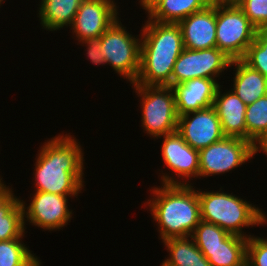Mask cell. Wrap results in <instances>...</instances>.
<instances>
[{
	"instance_id": "d4e9b609",
	"label": "cell",
	"mask_w": 267,
	"mask_h": 266,
	"mask_svg": "<svg viewBox=\"0 0 267 266\" xmlns=\"http://www.w3.org/2000/svg\"><path fill=\"white\" fill-rule=\"evenodd\" d=\"M242 60L267 77V29H257L255 40L248 47Z\"/></svg>"
},
{
	"instance_id": "83f0119b",
	"label": "cell",
	"mask_w": 267,
	"mask_h": 266,
	"mask_svg": "<svg viewBox=\"0 0 267 266\" xmlns=\"http://www.w3.org/2000/svg\"><path fill=\"white\" fill-rule=\"evenodd\" d=\"M246 266H267V239L250 236L247 241Z\"/></svg>"
},
{
	"instance_id": "52a82bcc",
	"label": "cell",
	"mask_w": 267,
	"mask_h": 266,
	"mask_svg": "<svg viewBox=\"0 0 267 266\" xmlns=\"http://www.w3.org/2000/svg\"><path fill=\"white\" fill-rule=\"evenodd\" d=\"M257 28L238 6L216 5V47L232 60L242 59Z\"/></svg>"
},
{
	"instance_id": "ffe728a7",
	"label": "cell",
	"mask_w": 267,
	"mask_h": 266,
	"mask_svg": "<svg viewBox=\"0 0 267 266\" xmlns=\"http://www.w3.org/2000/svg\"><path fill=\"white\" fill-rule=\"evenodd\" d=\"M83 0H41L39 18L42 29L57 31L73 24Z\"/></svg>"
},
{
	"instance_id": "8992f818",
	"label": "cell",
	"mask_w": 267,
	"mask_h": 266,
	"mask_svg": "<svg viewBox=\"0 0 267 266\" xmlns=\"http://www.w3.org/2000/svg\"><path fill=\"white\" fill-rule=\"evenodd\" d=\"M117 18L100 36L101 53L106 64L124 79L135 83L140 69L141 37L135 38Z\"/></svg>"
},
{
	"instance_id": "6da1fadb",
	"label": "cell",
	"mask_w": 267,
	"mask_h": 266,
	"mask_svg": "<svg viewBox=\"0 0 267 266\" xmlns=\"http://www.w3.org/2000/svg\"><path fill=\"white\" fill-rule=\"evenodd\" d=\"M76 137L60 134L43 143L35 163L34 191L78 195L84 183V154Z\"/></svg>"
},
{
	"instance_id": "cb8c5ba5",
	"label": "cell",
	"mask_w": 267,
	"mask_h": 266,
	"mask_svg": "<svg viewBox=\"0 0 267 266\" xmlns=\"http://www.w3.org/2000/svg\"><path fill=\"white\" fill-rule=\"evenodd\" d=\"M21 239L0 241V266H41L40 260Z\"/></svg>"
},
{
	"instance_id": "ba28073f",
	"label": "cell",
	"mask_w": 267,
	"mask_h": 266,
	"mask_svg": "<svg viewBox=\"0 0 267 266\" xmlns=\"http://www.w3.org/2000/svg\"><path fill=\"white\" fill-rule=\"evenodd\" d=\"M255 146L246 139L225 136L199 150V179L229 172L255 156Z\"/></svg>"
},
{
	"instance_id": "9c48e42d",
	"label": "cell",
	"mask_w": 267,
	"mask_h": 266,
	"mask_svg": "<svg viewBox=\"0 0 267 266\" xmlns=\"http://www.w3.org/2000/svg\"><path fill=\"white\" fill-rule=\"evenodd\" d=\"M232 59L217 47L191 50L184 48L176 60L171 87L195 78L216 79L220 73L231 67Z\"/></svg>"
},
{
	"instance_id": "4dcf8cb0",
	"label": "cell",
	"mask_w": 267,
	"mask_h": 266,
	"mask_svg": "<svg viewBox=\"0 0 267 266\" xmlns=\"http://www.w3.org/2000/svg\"><path fill=\"white\" fill-rule=\"evenodd\" d=\"M161 0H140L139 3L148 13Z\"/></svg>"
},
{
	"instance_id": "44dd1931",
	"label": "cell",
	"mask_w": 267,
	"mask_h": 266,
	"mask_svg": "<svg viewBox=\"0 0 267 266\" xmlns=\"http://www.w3.org/2000/svg\"><path fill=\"white\" fill-rule=\"evenodd\" d=\"M162 242L169 252V257L163 261L162 266H211L192 236L174 237Z\"/></svg>"
},
{
	"instance_id": "3957f363",
	"label": "cell",
	"mask_w": 267,
	"mask_h": 266,
	"mask_svg": "<svg viewBox=\"0 0 267 266\" xmlns=\"http://www.w3.org/2000/svg\"><path fill=\"white\" fill-rule=\"evenodd\" d=\"M158 187H152L153 198L145 206H149L162 241L191 236L201 221L197 190L191 184Z\"/></svg>"
},
{
	"instance_id": "1f68e13d",
	"label": "cell",
	"mask_w": 267,
	"mask_h": 266,
	"mask_svg": "<svg viewBox=\"0 0 267 266\" xmlns=\"http://www.w3.org/2000/svg\"><path fill=\"white\" fill-rule=\"evenodd\" d=\"M256 154L262 151L267 155V137H265L258 145L255 146Z\"/></svg>"
},
{
	"instance_id": "7a4b0ae2",
	"label": "cell",
	"mask_w": 267,
	"mask_h": 266,
	"mask_svg": "<svg viewBox=\"0 0 267 266\" xmlns=\"http://www.w3.org/2000/svg\"><path fill=\"white\" fill-rule=\"evenodd\" d=\"M137 85L171 86L173 67L184 49L178 23L148 20L142 26Z\"/></svg>"
},
{
	"instance_id": "7402d4cb",
	"label": "cell",
	"mask_w": 267,
	"mask_h": 266,
	"mask_svg": "<svg viewBox=\"0 0 267 266\" xmlns=\"http://www.w3.org/2000/svg\"><path fill=\"white\" fill-rule=\"evenodd\" d=\"M210 4L211 0H161L147 13V17L161 23H179Z\"/></svg>"
},
{
	"instance_id": "5b68a950",
	"label": "cell",
	"mask_w": 267,
	"mask_h": 266,
	"mask_svg": "<svg viewBox=\"0 0 267 266\" xmlns=\"http://www.w3.org/2000/svg\"><path fill=\"white\" fill-rule=\"evenodd\" d=\"M140 96L141 125L150 137L158 139L177 131L178 113L175 93L171 86L137 85L132 83Z\"/></svg>"
},
{
	"instance_id": "9a60e30c",
	"label": "cell",
	"mask_w": 267,
	"mask_h": 266,
	"mask_svg": "<svg viewBox=\"0 0 267 266\" xmlns=\"http://www.w3.org/2000/svg\"><path fill=\"white\" fill-rule=\"evenodd\" d=\"M220 84L215 79L195 78L174 85L178 116L213 106Z\"/></svg>"
},
{
	"instance_id": "30bf717a",
	"label": "cell",
	"mask_w": 267,
	"mask_h": 266,
	"mask_svg": "<svg viewBox=\"0 0 267 266\" xmlns=\"http://www.w3.org/2000/svg\"><path fill=\"white\" fill-rule=\"evenodd\" d=\"M32 195V201L27 207V204L20 200L24 224L27 221L38 228L53 231L65 227L70 222L73 210L68 208V198H77L78 195H58L42 191H35Z\"/></svg>"
},
{
	"instance_id": "4316f807",
	"label": "cell",
	"mask_w": 267,
	"mask_h": 266,
	"mask_svg": "<svg viewBox=\"0 0 267 266\" xmlns=\"http://www.w3.org/2000/svg\"><path fill=\"white\" fill-rule=\"evenodd\" d=\"M238 7L257 29H267V0H243Z\"/></svg>"
},
{
	"instance_id": "e0dca14e",
	"label": "cell",
	"mask_w": 267,
	"mask_h": 266,
	"mask_svg": "<svg viewBox=\"0 0 267 266\" xmlns=\"http://www.w3.org/2000/svg\"><path fill=\"white\" fill-rule=\"evenodd\" d=\"M4 183L0 186V241L23 238L25 224L20 199Z\"/></svg>"
},
{
	"instance_id": "f1b7e54d",
	"label": "cell",
	"mask_w": 267,
	"mask_h": 266,
	"mask_svg": "<svg viewBox=\"0 0 267 266\" xmlns=\"http://www.w3.org/2000/svg\"><path fill=\"white\" fill-rule=\"evenodd\" d=\"M82 43L84 46H86V51H87V57L90 59L92 64L94 65H102L106 64L105 61V55L101 53V41L100 37L97 38H88L85 39L84 41H80L79 44Z\"/></svg>"
},
{
	"instance_id": "603a6c76",
	"label": "cell",
	"mask_w": 267,
	"mask_h": 266,
	"mask_svg": "<svg viewBox=\"0 0 267 266\" xmlns=\"http://www.w3.org/2000/svg\"><path fill=\"white\" fill-rule=\"evenodd\" d=\"M245 124L247 140L254 146L267 137V95L247 105Z\"/></svg>"
},
{
	"instance_id": "d6986e66",
	"label": "cell",
	"mask_w": 267,
	"mask_h": 266,
	"mask_svg": "<svg viewBox=\"0 0 267 266\" xmlns=\"http://www.w3.org/2000/svg\"><path fill=\"white\" fill-rule=\"evenodd\" d=\"M247 241L248 238L230 234L219 246L198 248L211 266H246Z\"/></svg>"
},
{
	"instance_id": "ac0fdd59",
	"label": "cell",
	"mask_w": 267,
	"mask_h": 266,
	"mask_svg": "<svg viewBox=\"0 0 267 266\" xmlns=\"http://www.w3.org/2000/svg\"><path fill=\"white\" fill-rule=\"evenodd\" d=\"M230 66H236L231 90L246 105L267 95V77L252 69L242 59L232 60Z\"/></svg>"
},
{
	"instance_id": "5bb4252c",
	"label": "cell",
	"mask_w": 267,
	"mask_h": 266,
	"mask_svg": "<svg viewBox=\"0 0 267 266\" xmlns=\"http://www.w3.org/2000/svg\"><path fill=\"white\" fill-rule=\"evenodd\" d=\"M184 48L203 50L216 47V4L192 13L178 23Z\"/></svg>"
},
{
	"instance_id": "f546056e",
	"label": "cell",
	"mask_w": 267,
	"mask_h": 266,
	"mask_svg": "<svg viewBox=\"0 0 267 266\" xmlns=\"http://www.w3.org/2000/svg\"><path fill=\"white\" fill-rule=\"evenodd\" d=\"M243 0H211L212 4L220 6H238Z\"/></svg>"
},
{
	"instance_id": "4fadbf2b",
	"label": "cell",
	"mask_w": 267,
	"mask_h": 266,
	"mask_svg": "<svg viewBox=\"0 0 267 266\" xmlns=\"http://www.w3.org/2000/svg\"><path fill=\"white\" fill-rule=\"evenodd\" d=\"M117 3L83 0L70 26L78 42L100 37L119 18Z\"/></svg>"
},
{
	"instance_id": "8fae6325",
	"label": "cell",
	"mask_w": 267,
	"mask_h": 266,
	"mask_svg": "<svg viewBox=\"0 0 267 266\" xmlns=\"http://www.w3.org/2000/svg\"><path fill=\"white\" fill-rule=\"evenodd\" d=\"M162 137L164 139L161 155L165 165L175 173L177 179L179 177V179L186 178L187 180L179 181L174 176H169L168 173H162L161 184L190 185V182H186L188 178L189 180L190 178H199V151L187 144L178 131Z\"/></svg>"
},
{
	"instance_id": "7c38bea8",
	"label": "cell",
	"mask_w": 267,
	"mask_h": 266,
	"mask_svg": "<svg viewBox=\"0 0 267 266\" xmlns=\"http://www.w3.org/2000/svg\"><path fill=\"white\" fill-rule=\"evenodd\" d=\"M177 131L198 151L225 137L213 106L179 116Z\"/></svg>"
},
{
	"instance_id": "2e32d148",
	"label": "cell",
	"mask_w": 267,
	"mask_h": 266,
	"mask_svg": "<svg viewBox=\"0 0 267 266\" xmlns=\"http://www.w3.org/2000/svg\"><path fill=\"white\" fill-rule=\"evenodd\" d=\"M221 90V85H219L213 107L220 119L223 134L247 140V127L245 124L247 105L232 90L226 93H222Z\"/></svg>"
},
{
	"instance_id": "277c9868",
	"label": "cell",
	"mask_w": 267,
	"mask_h": 266,
	"mask_svg": "<svg viewBox=\"0 0 267 266\" xmlns=\"http://www.w3.org/2000/svg\"><path fill=\"white\" fill-rule=\"evenodd\" d=\"M197 192L201 220L213 223L230 234L249 238L252 235L246 232L244 234L243 228L267 223V215L264 211L243 198L232 195L233 193L205 192L201 189Z\"/></svg>"
},
{
	"instance_id": "d6a6232c",
	"label": "cell",
	"mask_w": 267,
	"mask_h": 266,
	"mask_svg": "<svg viewBox=\"0 0 267 266\" xmlns=\"http://www.w3.org/2000/svg\"><path fill=\"white\" fill-rule=\"evenodd\" d=\"M2 179L3 178L0 177V186L3 184V182H2L3 180Z\"/></svg>"
},
{
	"instance_id": "484cf974",
	"label": "cell",
	"mask_w": 267,
	"mask_h": 266,
	"mask_svg": "<svg viewBox=\"0 0 267 266\" xmlns=\"http://www.w3.org/2000/svg\"><path fill=\"white\" fill-rule=\"evenodd\" d=\"M229 235L223 228L201 220L191 236L197 247H215L221 245Z\"/></svg>"
}]
</instances>
